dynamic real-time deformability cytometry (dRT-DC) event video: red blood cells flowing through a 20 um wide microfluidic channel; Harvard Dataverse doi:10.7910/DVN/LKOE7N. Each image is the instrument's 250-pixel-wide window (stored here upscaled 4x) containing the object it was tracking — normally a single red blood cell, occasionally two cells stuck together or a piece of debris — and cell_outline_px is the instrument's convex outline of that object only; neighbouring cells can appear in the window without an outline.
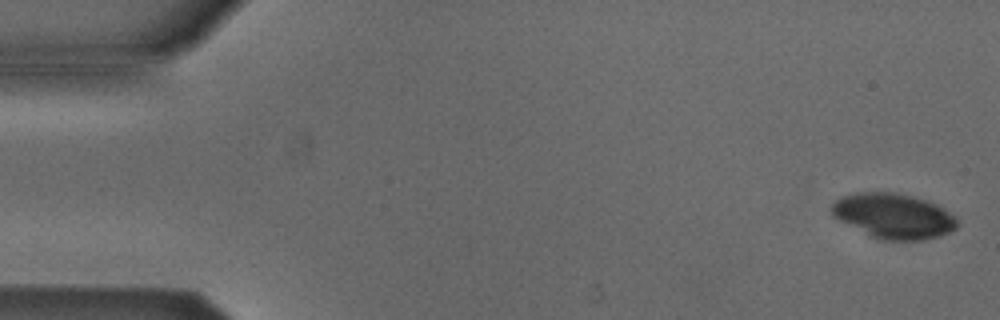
{"species": "Egyptian fruit bat (a non-hibernating species)", "species_latin": "Rousettus aegyptiacus", "temperature_condition": "cold", "stored_images_in_passage": 4, "camera_frame_rate_fps": 3000, "um_per_image_px": 0.085, "animal": {"sex": "male"}, "frame": {"image": 1, "passage_image": 1, "time_ms": 0.0, "image_size_px": [1000, 320], "cell_outline_px": [[960, 224], [956, 228], [940, 236], [920, 240], [884, 240], [872, 236], [832, 216], [832, 204], [840, 196], [856, 192], [896, 192], [912, 196], [936, 204], [944, 208], [956, 216]], "centroid_in_image_um": [75.98, 18.34], "position_along_channel_um": 9.0, "area_um2": 32.89}}